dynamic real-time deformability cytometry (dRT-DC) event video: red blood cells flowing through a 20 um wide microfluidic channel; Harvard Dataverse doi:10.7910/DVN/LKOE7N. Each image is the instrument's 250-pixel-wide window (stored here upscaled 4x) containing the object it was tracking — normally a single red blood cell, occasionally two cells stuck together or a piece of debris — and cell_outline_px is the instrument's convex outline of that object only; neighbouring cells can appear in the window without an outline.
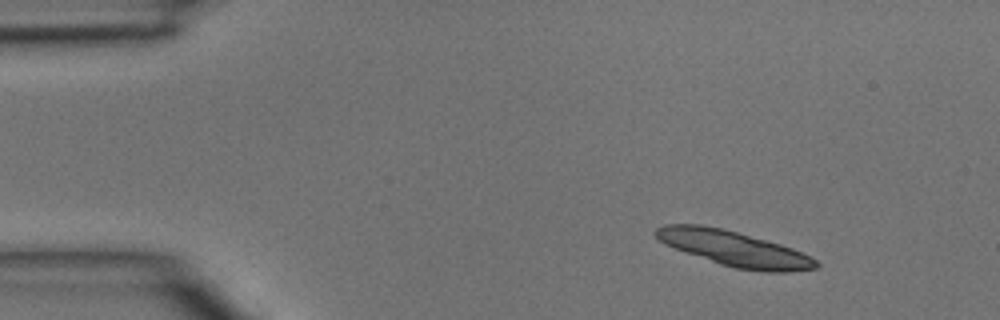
{"species": "common noctule bat (a hibernating species)", "species_latin": "Nyctalus noctula", "temperature_condition": "room temperature", "stored_images_in_passage": 4, "camera_frame_rate_fps": 3000, "um_per_image_px": 0.085, "animal": {"sex": "male", "body_mass_g": 15.6}, "frame": {"image": 1, "passage_image": 1, "time_ms": 0.0, "image_size_px": [1000, 320], "cell_outline_px": [[820, 264], [816, 268], [788, 272], [764, 272], [732, 268], [720, 264], [664, 244], [652, 232], [656, 228], [664, 224], [700, 224], [720, 228], [736, 232], [780, 244], [792, 248], [812, 256]], "centroid_in_image_um": [62.4, 21.14], "position_along_channel_um": 22.6, "area_um2": 32.71}}